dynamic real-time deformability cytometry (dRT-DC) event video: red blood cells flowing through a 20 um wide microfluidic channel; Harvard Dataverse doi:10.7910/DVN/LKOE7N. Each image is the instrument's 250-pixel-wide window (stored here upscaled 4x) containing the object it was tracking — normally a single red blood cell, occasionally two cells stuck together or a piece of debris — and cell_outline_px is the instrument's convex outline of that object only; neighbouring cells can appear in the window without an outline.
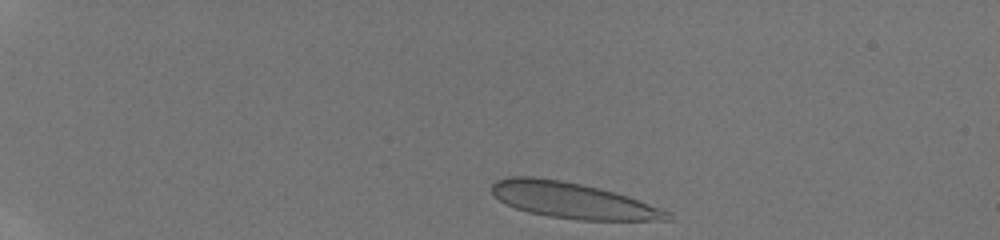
{"species": "human", "species_latin": "Homo sapiens", "temperature_condition": "room temperature", "stored_images_in_passage": 41, "camera_frame_rate_fps": 3000, "um_per_image_px": 0.085, "donor": {"sex": "male"}, "frame": {"image": 1, "passage_image": 2, "time_ms": 0.333, "image_size_px": [1000, 240], "cell_outline_px": [[672, 220], [576, 220], [548, 216], [528, 212], [504, 204], [492, 192], [492, 184], [496, 180], [508, 176], [536, 176], [560, 180], [600, 188], [616, 192], [628, 196], [668, 212], [672, 216]], "centroid_in_image_um": [48.62, 17.03], "position_along_channel_um": 36.4, "area_um2": 36.59}}
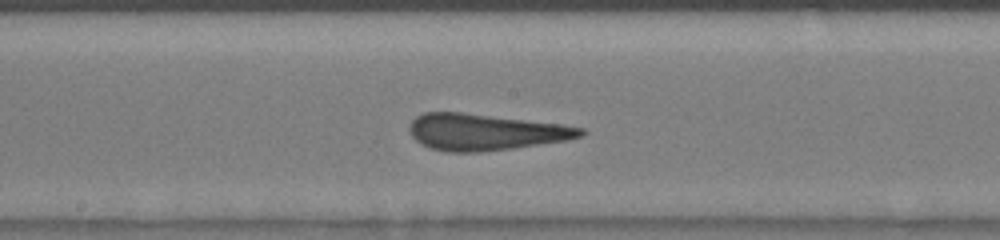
{"frame": {"image": 2, "passage_image": 21, "time_ms": 6.667, "image_size_px": [1000, 240], "cell_outline_px": [[588, 132], [580, 136], [568, 140], [512, 148], [480, 152], [448, 152], [432, 148], [420, 144], [412, 136], [408, 128], [412, 120], [416, 116], [424, 112], [460, 112], [560, 124], [584, 128]], "centroid_in_image_um": [41.22, 11.22], "position_along_channel_um": 207.0, "area_um2": 36.13}}
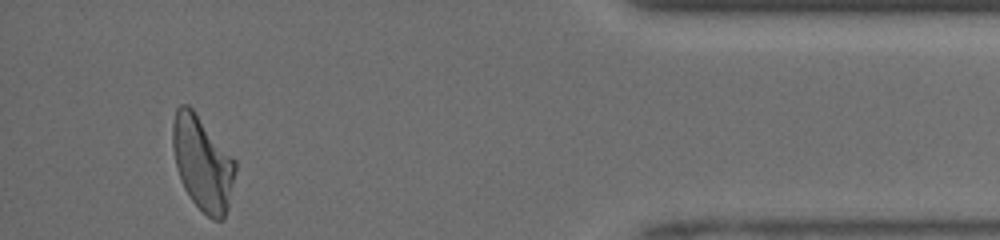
{"frame": {"image": 3, "passage_image": 39, "time_ms": 12.667, "image_size_px": [1000, 240], "cell_outline_px": [[236, 168], [228, 208], [224, 220], [212, 220], [192, 200], [184, 188], [180, 180], [176, 168], [172, 144], [172, 124], [176, 108], [180, 104], [188, 104], [192, 108], [236, 160]], "centroid_in_image_um": [17.2, 13.87], "position_along_channel_um": 418.0, "area_um2": 34.45}, "authors_computed_cell_mechanics": {"area_um2": 35.9516, "velocity_mm_per_s": 4.1911, "shape_relaxation_time_tau1_ms": null, "shape_relaxation_time_tau2_ms": 1.5156, "deformation_change_tau1": null, "deformation_change_tau2": 0.0595}}